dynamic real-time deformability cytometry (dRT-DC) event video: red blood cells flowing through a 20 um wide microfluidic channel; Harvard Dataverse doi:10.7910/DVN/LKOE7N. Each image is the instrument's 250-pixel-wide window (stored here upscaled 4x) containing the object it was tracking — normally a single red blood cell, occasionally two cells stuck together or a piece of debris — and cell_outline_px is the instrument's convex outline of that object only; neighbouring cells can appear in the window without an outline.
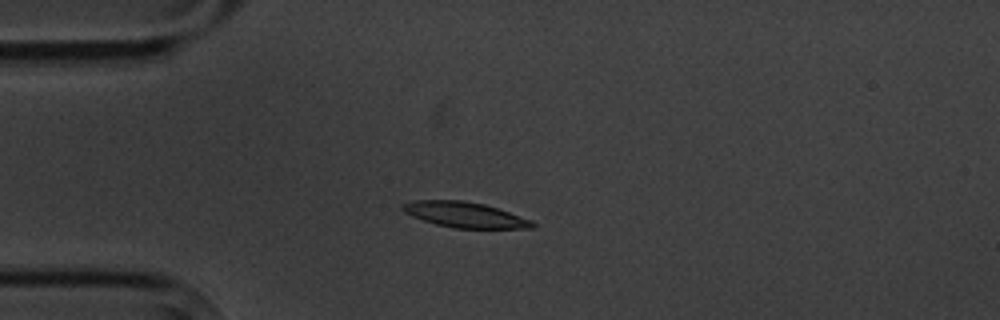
{"species": "common noctule bat (a hibernating species)", "species_latin": "Nyctalus noctula", "temperature_condition": "cold", "stored_images_in_passage": 9, "camera_frame_rate_fps": 3000, "um_per_image_px": 0.085, "animal": {"sex": "male", "body_mass_g": 20.1, "forearm_length_mm": 53.5}, "frame": {"image": 1, "passage_image": 3, "time_ms": 2.333, "image_size_px": [1000, 320], "cell_outline_px": [[536, 228], [456, 228], [436, 224], [412, 216], [404, 212], [400, 208], [400, 204], [416, 200], [464, 200], [484, 204], [532, 220], [536, 224]], "centroid_in_image_um": [39.49, 18.25], "position_along_channel_um": 45.5, "area_um2": 19.19}}
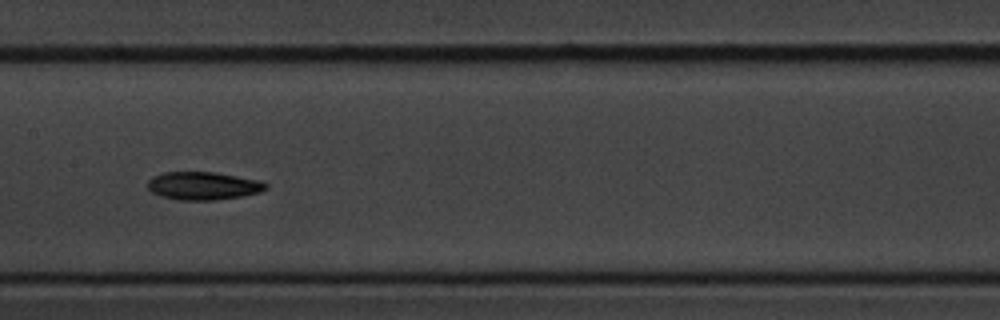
{"frame": {"image": 2, "passage_image": 7, "time_ms": 7.0, "image_size_px": [1000, 320], "cell_outline_px": [[268, 188], [260, 192], [240, 196], [216, 200], [176, 200], [160, 196], [152, 192], [148, 188], [148, 180], [152, 176], [164, 172], [216, 172], [260, 180], [268, 184]], "centroid_in_image_um": [17.27, 15.79], "position_along_channel_um": 190.1, "area_um2": 19.42}}
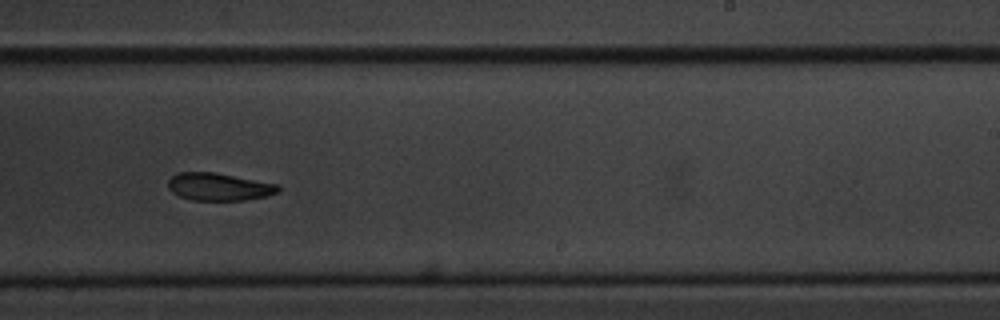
{"frame": {"image": 3, "passage_image": 9, "time_ms": 9.333, "image_size_px": [1000, 320], "cell_outline_px": [[280, 192], [264, 196], [244, 200], [192, 200], [180, 196], [172, 192], [168, 188], [168, 180], [172, 176], [180, 172], [212, 172], [280, 184]], "centroid_in_image_um": [18.62, 15.87], "position_along_channel_um": 270.4, "area_um2": 17.63}}